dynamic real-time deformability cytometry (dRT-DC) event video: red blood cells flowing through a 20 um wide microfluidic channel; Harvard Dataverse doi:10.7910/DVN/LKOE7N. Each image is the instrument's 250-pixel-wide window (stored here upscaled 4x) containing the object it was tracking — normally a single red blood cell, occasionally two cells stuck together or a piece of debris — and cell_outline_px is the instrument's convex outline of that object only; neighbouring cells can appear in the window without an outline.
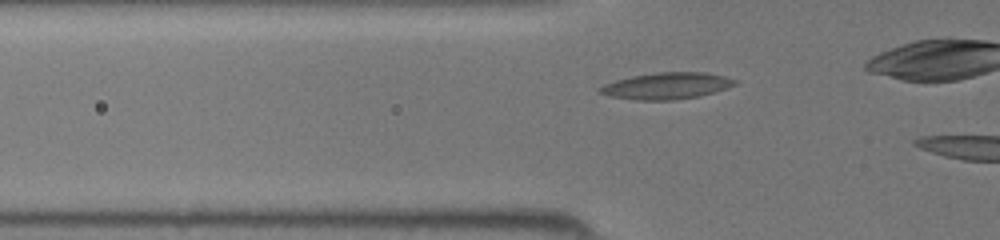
{"species": "common noctule bat (a hibernating species)", "species_latin": "Nyctalus noctula", "temperature_condition": "room temperature", "stored_images_in_passage": 8, "camera_frame_rate_fps": 3000, "um_per_image_px": 0.085, "animal": {"sex": "female", "body_mass_g": 19.5, "forearm_length_mm": 54.1}, "frame": {"image": 1, "passage_image": 5, "time_ms": 1.333, "image_size_px": [1000, 240], "cell_outline_px": [[740, 80], [736, 84], [716, 92], [700, 96], [672, 100], [636, 100], [608, 96], [596, 92], [604, 84], [616, 80], [632, 76], [656, 72], [704, 72], [724, 76]], "centroid_in_image_um": [56.68, 7.3], "position_along_channel_um": 69.1, "area_um2": 21.04}}